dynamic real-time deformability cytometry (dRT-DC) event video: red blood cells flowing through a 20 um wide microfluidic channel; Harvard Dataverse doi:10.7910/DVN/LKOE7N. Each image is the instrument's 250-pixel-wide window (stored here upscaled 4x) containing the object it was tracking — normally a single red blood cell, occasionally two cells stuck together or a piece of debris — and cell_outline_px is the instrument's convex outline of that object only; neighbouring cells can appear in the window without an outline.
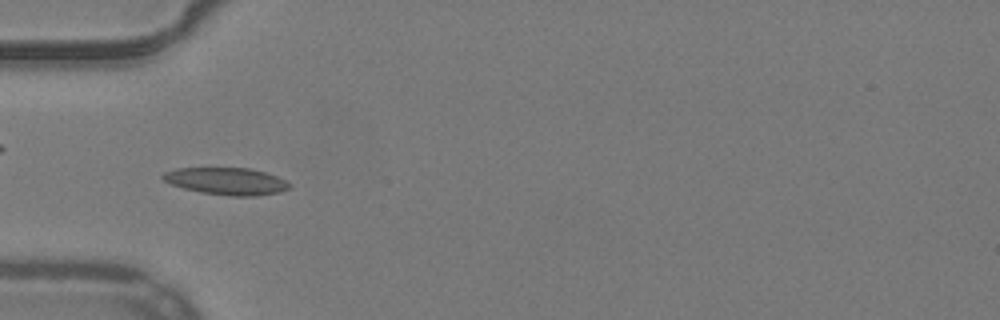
{"species": "common noctule bat (a hibernating species)", "species_latin": "Nyctalus noctula", "temperature_condition": "warm", "stored_images_in_passage": 53, "camera_frame_rate_fps": 3000, "um_per_image_px": 0.085, "animal": {"sex": "male", "body_mass_g": 19.2, "forearm_length_mm": 51.8}, "frame": {"image": 1, "passage_image": 18, "time_ms": 5.667, "image_size_px": [1000, 320], "cell_outline_px": [[292, 188], [280, 192], [256, 196], [232, 196], [200, 192], [184, 188], [172, 184], [164, 180], [160, 176], [164, 172], [176, 168], [252, 168], [276, 176], [292, 184]], "centroid_in_image_um": [19.28, 15.4], "position_along_channel_um": 65.7, "area_um2": 20.06}}
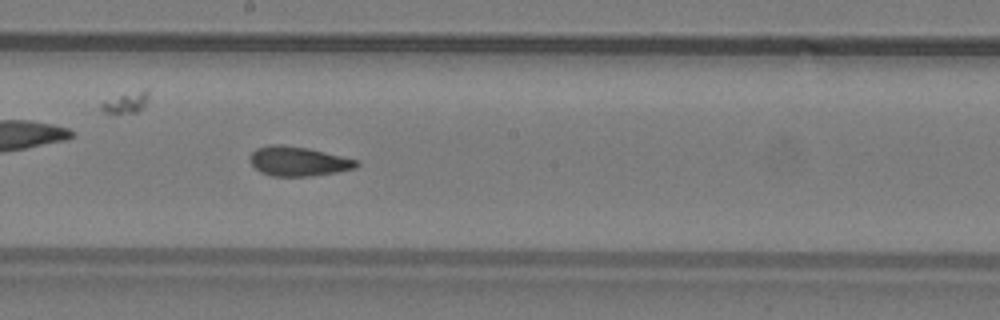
{"frame": {"image": 2, "passage_image": 30, "time_ms": 9.667, "image_size_px": [1000, 320], "cell_outline_px": [[360, 164], [356, 168], [336, 172], [312, 176], [272, 176], [260, 172], [248, 160], [248, 156], [256, 148], [268, 144], [284, 144], [308, 148], [360, 160]], "centroid_in_image_um": [25.34, 13.7], "position_along_channel_um": 222.9, "area_um2": 18.61}}
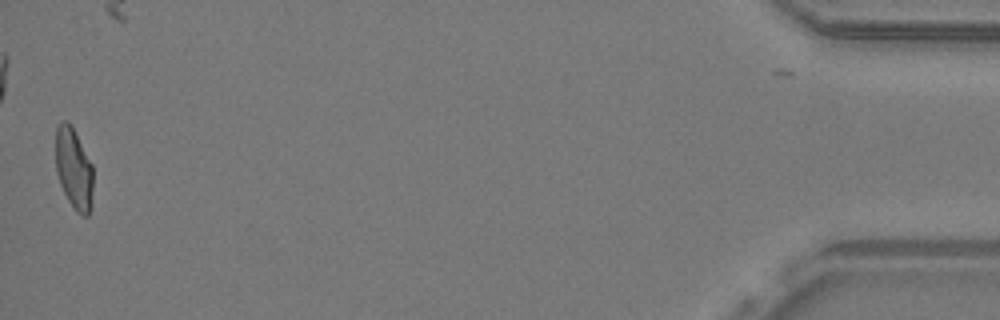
{"frame": {"image": 3, "passage_image": 53, "time_ms": 17.333, "image_size_px": [1000, 320], "cell_outline_px": [[92, 208], [88, 216], [80, 216], [76, 212], [68, 200], [60, 184], [56, 172], [56, 128], [60, 120], [68, 120], [92, 164]], "centroid_in_image_um": [6.27, 14.37], "position_along_channel_um": 428.9, "area_um2": 17.8}, "authors_computed_cell_mechanics": {"area_um2": 18.2648, "velocity_mm_per_s": 3.9266, "shape_relaxation_time_tau1_ms": null, "shape_relaxation_time_tau2_ms": 1.8937, "deformation_change_tau1": null, "deformation_change_tau2": 0.0913}}